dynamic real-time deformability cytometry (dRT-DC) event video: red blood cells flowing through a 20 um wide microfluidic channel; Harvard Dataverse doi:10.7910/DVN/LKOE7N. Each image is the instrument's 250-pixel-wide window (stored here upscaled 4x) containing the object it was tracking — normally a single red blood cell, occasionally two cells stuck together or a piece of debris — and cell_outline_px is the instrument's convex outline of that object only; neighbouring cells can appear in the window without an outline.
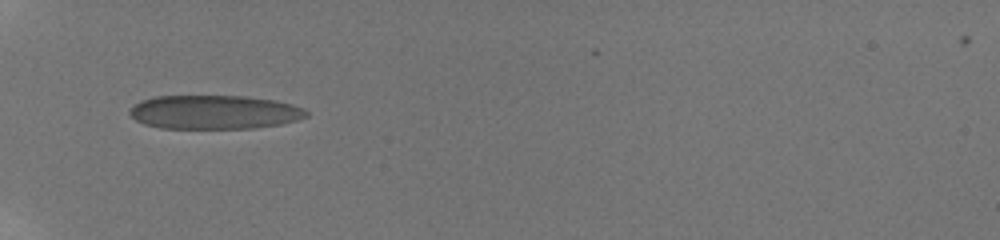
{"species": "human", "species_latin": "Homo sapiens", "temperature_condition": "room temperature", "stored_images_in_passage": 37, "camera_frame_rate_fps": 3000, "um_per_image_px": 0.085, "donor": {"sex": "male"}, "frame": {"image": 1, "passage_image": 1, "time_ms": 0.0, "image_size_px": [1000, 240], "cell_outline_px": [[308, 116], [296, 120], [280, 124], [252, 128], [160, 128], [144, 124], [136, 120], [128, 112], [140, 100], [156, 96], [244, 96], [276, 100], [292, 104], [304, 108], [308, 112]], "centroid_in_image_um": [18.23, 9.53], "position_along_channel_um": 66.8, "area_um2": 34.85}}
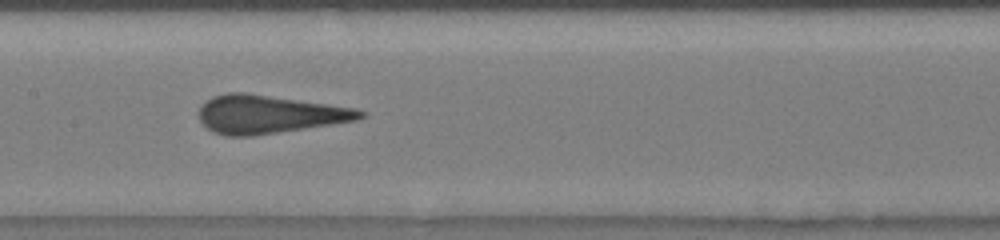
{"frame": {"image": 2, "passage_image": 9, "time_ms": 3.333, "image_size_px": [1000, 240], "cell_outline_px": [[364, 116], [356, 120], [332, 124], [252, 136], [224, 136], [212, 132], [200, 120], [200, 108], [212, 96], [228, 92], [244, 92], [356, 108], [364, 112]], "centroid_in_image_um": [22.84, 9.71], "position_along_channel_um": 184.6, "area_um2": 35.55}}
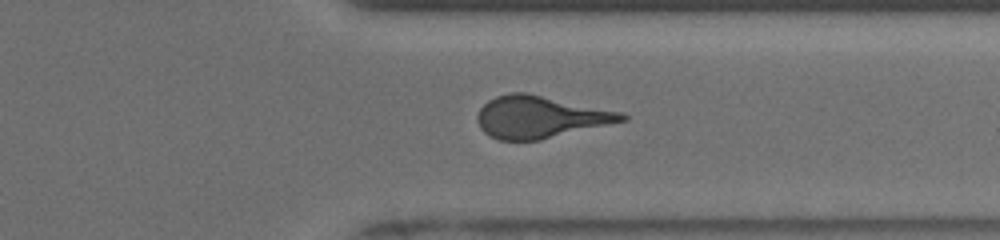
{"frame": {"image": 3, "passage_image": 25, "time_ms": 8.0, "image_size_px": [1000, 240], "cell_outline_px": [[628, 120], [540, 140], [500, 140], [484, 132], [480, 128], [476, 120], [476, 116], [480, 108], [488, 100], [496, 96], [512, 92], [524, 92], [620, 112], [628, 116]], "centroid_in_image_um": [45.87, 9.95], "position_along_channel_um": 365.5, "area_um2": 35.08}, "authors_computed_cell_mechanics": {"area_um2": 35.4892, "velocity_mm_per_s": 3.8784, "shape_relaxation_time_tau1_ms": 7.4355, "shape_relaxation_time_tau2_ms": null, "deformation_change_tau1": 0.1967, "deformation_change_tau2": null}}